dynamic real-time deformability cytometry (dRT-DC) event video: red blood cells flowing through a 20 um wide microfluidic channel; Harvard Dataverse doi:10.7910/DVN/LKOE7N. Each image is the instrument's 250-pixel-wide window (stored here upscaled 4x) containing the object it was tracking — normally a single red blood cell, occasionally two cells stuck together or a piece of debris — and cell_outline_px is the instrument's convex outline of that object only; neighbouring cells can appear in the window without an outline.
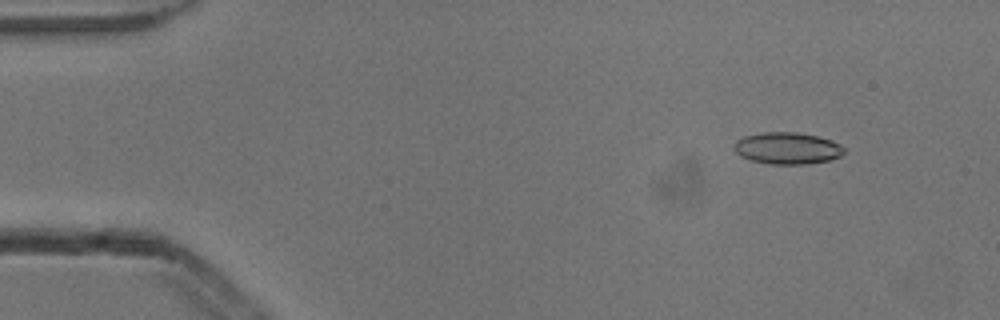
{"species": "common noctule bat (a hibernating species)", "species_latin": "Nyctalus noctula", "temperature_condition": "cold", "stored_images_in_passage": 6, "camera_frame_rate_fps": 3000, "um_per_image_px": 0.085, "animal": {"sex": "male", "body_mass_g": 13.3}, "frame": {"image": 1, "passage_image": 2, "time_ms": 0.333, "image_size_px": [1000, 320], "cell_outline_px": [[844, 152], [840, 156], [832, 160], [808, 164], [768, 164], [752, 160], [740, 156], [736, 152], [732, 144], [736, 140], [744, 136], [764, 132], [796, 132], [816, 136], [832, 140], [840, 144], [844, 148]], "centroid_in_image_um": [66.92, 12.6], "position_along_channel_um": 18.1, "area_um2": 20.52}}
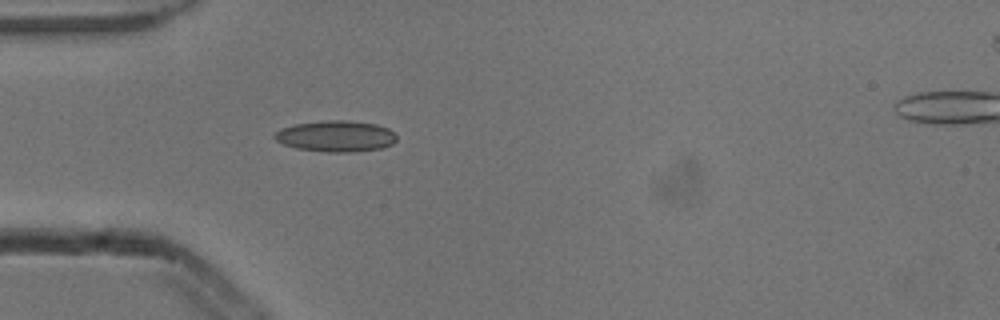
{"frame": {"image": 2, "passage_image": 5, "time_ms": 1.333, "image_size_px": [1000, 320], "cell_outline_px": [[396, 140], [392, 144], [380, 148], [352, 152], [324, 152], [296, 148], [284, 144], [276, 140], [272, 136], [280, 128], [296, 124], [324, 120], [344, 120], [376, 124], [388, 128], [396, 136]], "centroid_in_image_um": [28.53, 11.57], "position_along_channel_um": 56.5, "area_um2": 22.08}}